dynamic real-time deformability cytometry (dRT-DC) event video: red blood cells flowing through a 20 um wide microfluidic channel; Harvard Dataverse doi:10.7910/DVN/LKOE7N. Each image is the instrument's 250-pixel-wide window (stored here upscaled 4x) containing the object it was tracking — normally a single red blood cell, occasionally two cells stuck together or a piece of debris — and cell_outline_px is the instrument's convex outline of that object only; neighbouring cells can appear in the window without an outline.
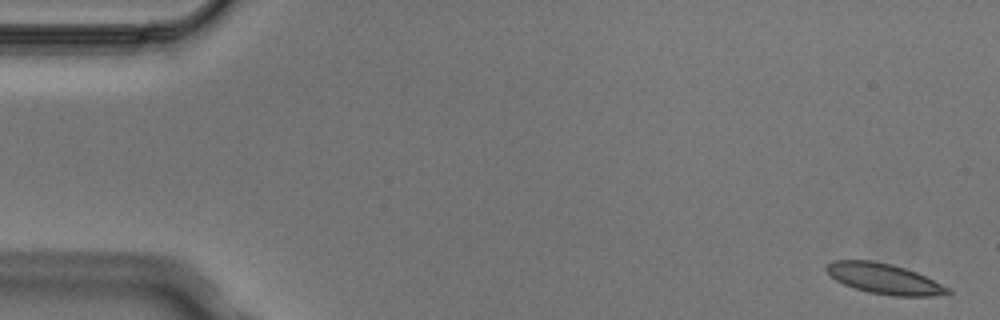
{"species": "Egyptian fruit bat (a non-hibernating species)", "species_latin": "Rousettus aegyptiacus", "temperature_condition": "cold", "stored_images_in_passage": 4, "camera_frame_rate_fps": 3000, "um_per_image_px": 0.085, "animal": {"sex": "male"}, "frame": {"image": 1, "passage_image": 1, "time_ms": 0.0, "image_size_px": [1000, 320], "cell_outline_px": [[952, 292], [932, 296], [892, 296], [868, 292], [844, 284], [836, 280], [824, 268], [832, 260], [872, 260], [892, 264], [916, 272], [948, 288]], "centroid_in_image_um": [75.11, 23.68], "position_along_channel_um": 9.9, "area_um2": 21.15}}
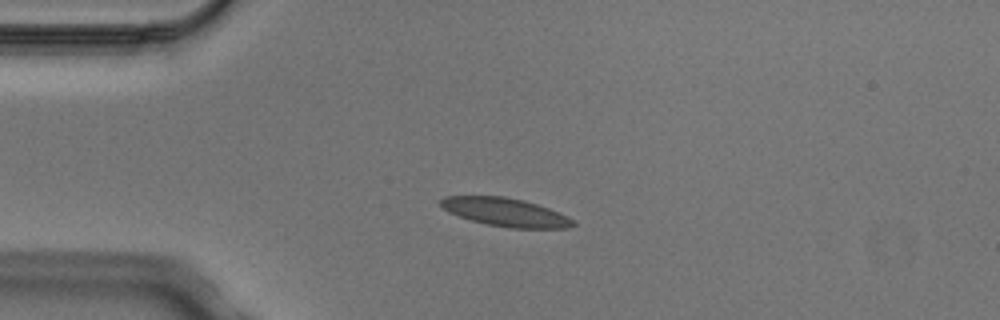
{"frame": {"image": 2, "passage_image": 4, "time_ms": 1.0, "image_size_px": [1000, 320], "cell_outline_px": [[576, 224], [568, 228], [508, 228], [484, 224], [448, 212], [440, 204], [440, 200], [444, 196], [504, 196], [524, 200], [548, 208], [568, 216], [576, 220]], "centroid_in_image_um": [42.99, 18.04], "position_along_channel_um": 42.0, "area_um2": 21.91}}